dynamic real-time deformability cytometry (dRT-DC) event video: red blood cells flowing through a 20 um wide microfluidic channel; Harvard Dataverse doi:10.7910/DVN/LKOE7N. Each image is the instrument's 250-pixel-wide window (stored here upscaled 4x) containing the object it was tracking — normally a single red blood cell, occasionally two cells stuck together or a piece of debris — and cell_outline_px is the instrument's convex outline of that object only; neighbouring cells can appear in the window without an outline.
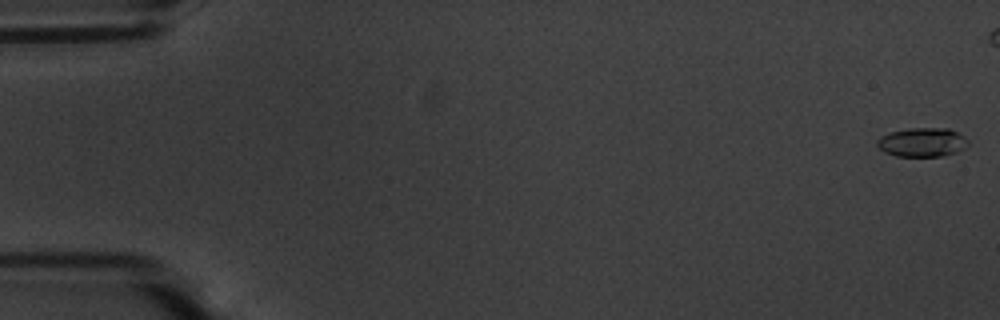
{"species": "common noctule bat (a hibernating species)", "species_latin": "Nyctalus noctula", "temperature_condition": "warm", "stored_images_in_passage": 49, "camera_frame_rate_fps": 3000, "um_per_image_px": 0.085, "animal": {"sex": "male", "body_mass_g": 20.1, "forearm_length_mm": 53.5}, "frame": {"image": 1, "passage_image": 1, "time_ms": 0.0, "image_size_px": [1000, 320], "cell_outline_px": [[968, 144], [964, 148], [956, 152], [944, 156], [896, 156], [884, 152], [876, 144], [876, 140], [880, 136], [888, 132], [908, 128], [948, 128], [964, 136], [968, 140]], "centroid_in_image_um": [78.36, 12.08], "position_along_channel_um": 6.6, "area_um2": 15.49}}
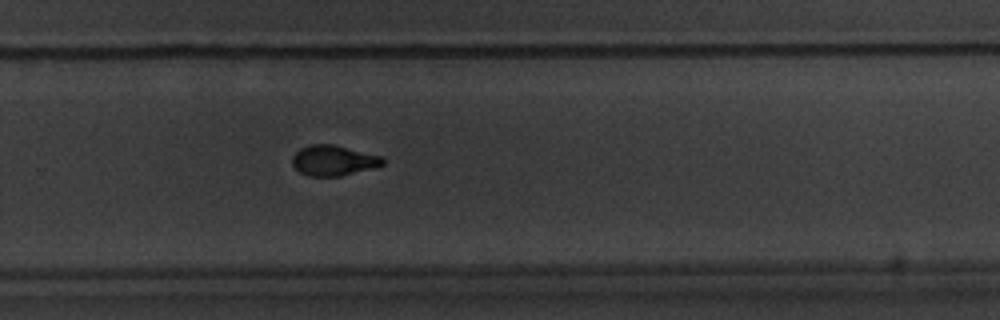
{"frame": {"image": 2, "passage_image": 38, "time_ms": 12.333, "image_size_px": [1000, 320], "cell_outline_px": [[384, 164], [340, 176], [308, 176], [300, 172], [292, 164], [292, 156], [300, 148], [312, 144], [332, 144], [380, 156], [384, 160]], "centroid_in_image_um": [28.28, 13.64], "position_along_channel_um": 301.5, "area_um2": 15.66}}
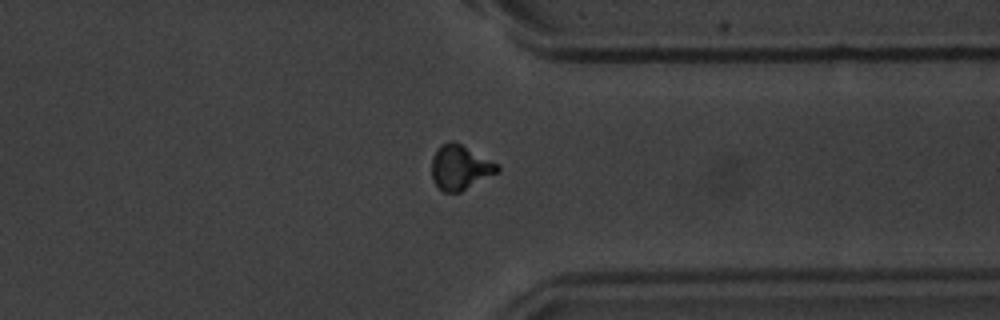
{"frame": {"image": 3, "passage_image": 44, "time_ms": 14.333, "image_size_px": [1000, 320], "cell_outline_px": [[500, 168], [496, 172], [460, 192], [444, 192], [432, 180], [432, 156], [436, 148], [440, 144], [448, 140], [452, 140], [460, 144], [496, 164]], "centroid_in_image_um": [39.02, 14.21], "position_along_channel_um": 372.4, "area_um2": 16.65}}